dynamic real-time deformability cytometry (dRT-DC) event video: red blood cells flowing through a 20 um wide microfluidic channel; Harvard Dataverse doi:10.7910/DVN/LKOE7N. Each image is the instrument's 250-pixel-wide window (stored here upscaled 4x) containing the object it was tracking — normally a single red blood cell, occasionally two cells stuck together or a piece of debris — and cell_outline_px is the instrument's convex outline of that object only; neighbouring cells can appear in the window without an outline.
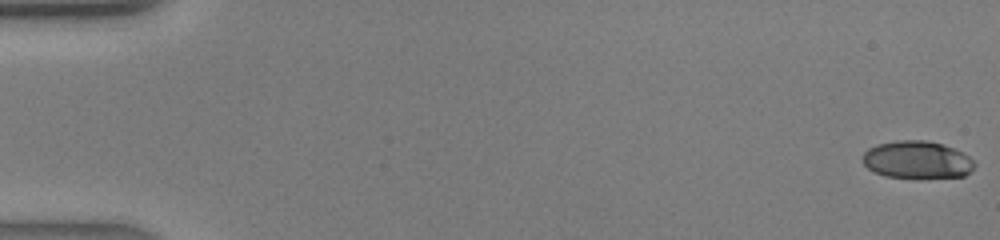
{"species": "human", "species_latin": "Homo sapiens", "temperature_condition": "warm", "stored_images_in_passage": 42, "camera_frame_rate_fps": 3000, "um_per_image_px": 0.085, "donor": {"sex": "male"}, "frame": {"image": 1, "passage_image": 1, "time_ms": 0.0, "image_size_px": [1000, 240], "cell_outline_px": [[976, 164], [964, 176], [884, 176], [872, 172], [860, 160], [864, 152], [868, 148], [876, 144], [896, 140], [928, 140], [952, 148], [968, 156]], "centroid_in_image_um": [77.86, 13.55], "position_along_channel_um": 7.1, "area_um2": 23.99}}
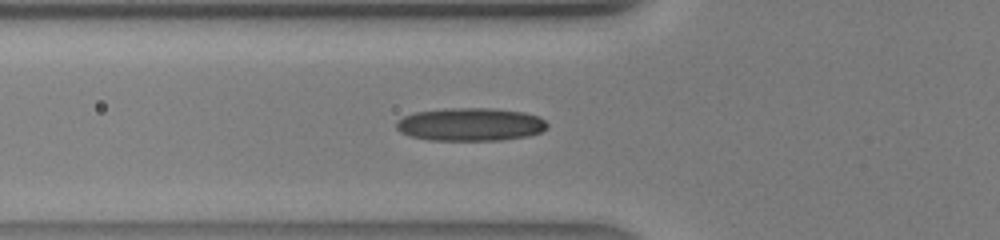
{"frame": {"image": 2, "passage_image": 16, "time_ms": 5.0, "image_size_px": [1000, 240], "cell_outline_px": [[548, 128], [540, 132], [528, 136], [504, 140], [428, 140], [412, 136], [400, 132], [396, 128], [396, 120], [412, 112], [444, 108], [492, 108], [524, 112], [536, 116], [544, 120], [548, 124]], "centroid_in_image_um": [39.96, 10.57], "position_along_channel_um": 85.8, "area_um2": 29.3}}
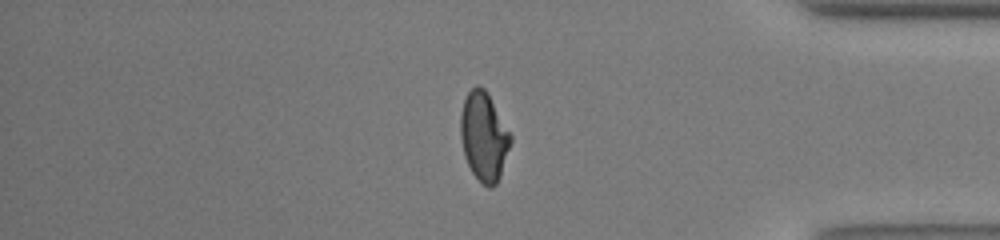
{"frame": {"image": 3, "passage_image": 36, "time_ms": 11.667, "image_size_px": [1000, 240], "cell_outline_px": [[512, 140], [500, 176], [496, 184], [492, 188], [488, 188], [472, 172], [464, 156], [460, 136], [460, 116], [464, 100], [468, 92], [476, 84], [480, 84], [488, 92], [512, 136]], "centroid_in_image_um": [41.13, 11.57], "position_along_channel_um": 394.1, "area_um2": 25.95}}